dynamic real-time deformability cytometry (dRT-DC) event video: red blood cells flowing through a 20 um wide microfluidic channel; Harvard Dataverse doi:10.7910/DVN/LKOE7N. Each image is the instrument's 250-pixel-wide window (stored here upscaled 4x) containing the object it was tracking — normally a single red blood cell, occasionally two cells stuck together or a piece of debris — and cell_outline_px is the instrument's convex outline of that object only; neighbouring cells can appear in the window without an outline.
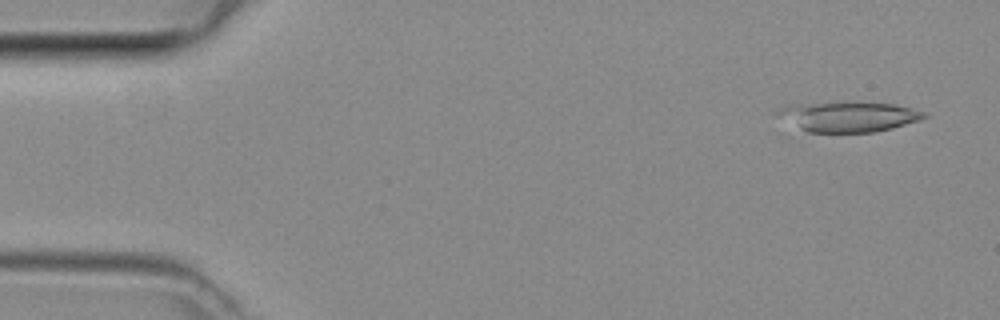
{"species": "common noctule bat (a hibernating species)", "species_latin": "Nyctalus noctula", "temperature_condition": "room temperature", "stored_images_in_passage": 3, "camera_frame_rate_fps": 3000, "um_per_image_px": 0.085, "animal": {"sex": "female", "body_mass_g": 29.2, "forearm_length_mm": 56.3}, "frame": {"image": 1, "passage_image": 1, "time_ms": 0.0, "image_size_px": [1000, 320], "cell_outline_px": [[928, 116], [920, 120], [892, 128], [876, 132], [808, 132], [800, 128], [772, 112], [784, 104], [856, 100], [892, 104], [912, 108], [928, 112]], "centroid_in_image_um": [72.11, 9.86], "position_along_channel_um": 12.9, "area_um2": 26.59}}